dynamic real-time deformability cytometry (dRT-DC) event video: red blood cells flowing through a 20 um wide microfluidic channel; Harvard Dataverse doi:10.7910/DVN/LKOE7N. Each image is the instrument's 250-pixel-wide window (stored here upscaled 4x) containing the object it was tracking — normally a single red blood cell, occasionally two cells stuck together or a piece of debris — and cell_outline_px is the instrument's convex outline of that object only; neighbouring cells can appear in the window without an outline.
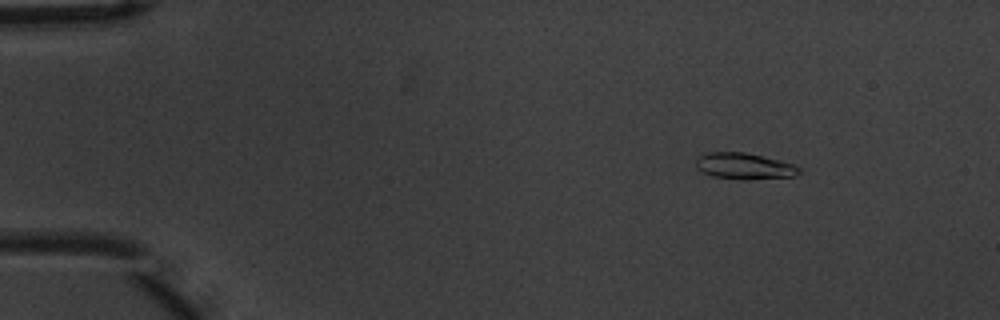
{"species": "common noctule bat (a hibernating species)", "species_latin": "Nyctalus noctula", "temperature_condition": "warm", "stored_images_in_passage": 8, "camera_frame_rate_fps": 3000, "um_per_image_px": 0.085, "animal": {"sex": "male", "body_mass_g": 20.1, "forearm_length_mm": 53.5}, "frame": {"image": 1, "passage_image": 2, "time_ms": 0.333, "image_size_px": [1000, 320], "cell_outline_px": [[800, 172], [796, 176], [748, 180], [740, 180], [712, 176], [700, 172], [696, 168], [696, 156], [704, 152], [744, 152], [796, 164], [800, 168]], "centroid_in_image_um": [63.23, 14.12], "position_along_channel_um": 21.8, "area_um2": 16.18}}
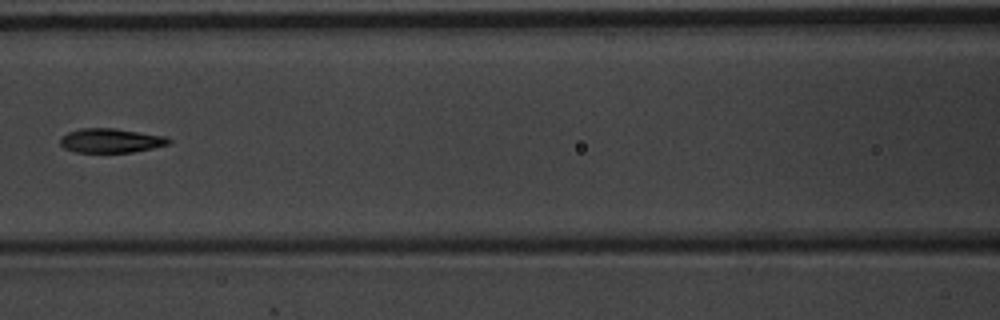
{"frame": {"image": 2, "passage_image": 7, "time_ms": 2.0, "image_size_px": [1000, 320], "cell_outline_px": [[172, 140], [168, 144], [152, 148], [132, 152], [76, 152], [64, 148], [60, 144], [60, 136], [68, 132], [80, 128], [116, 128], [164, 136]], "centroid_in_image_um": [9.38, 11.94], "position_along_channel_um": 157.2, "area_um2": 15.32}}
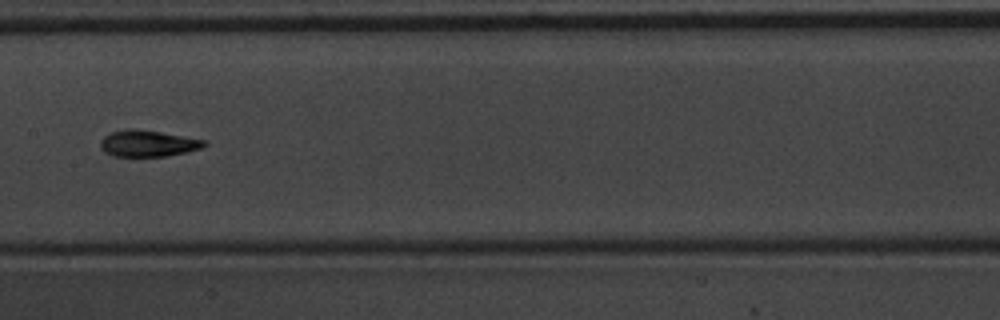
{"frame": {"image": 3, "passage_image": 8, "time_ms": 2.333, "image_size_px": [1000, 320], "cell_outline_px": [[208, 144], [200, 148], [184, 152], [164, 156], [112, 156], [104, 152], [100, 148], [100, 140], [104, 136], [112, 132], [128, 128], [136, 128], [160, 132], [204, 140]], "centroid_in_image_um": [12.5, 12.18], "position_along_channel_um": 194.9, "area_um2": 15.84}}